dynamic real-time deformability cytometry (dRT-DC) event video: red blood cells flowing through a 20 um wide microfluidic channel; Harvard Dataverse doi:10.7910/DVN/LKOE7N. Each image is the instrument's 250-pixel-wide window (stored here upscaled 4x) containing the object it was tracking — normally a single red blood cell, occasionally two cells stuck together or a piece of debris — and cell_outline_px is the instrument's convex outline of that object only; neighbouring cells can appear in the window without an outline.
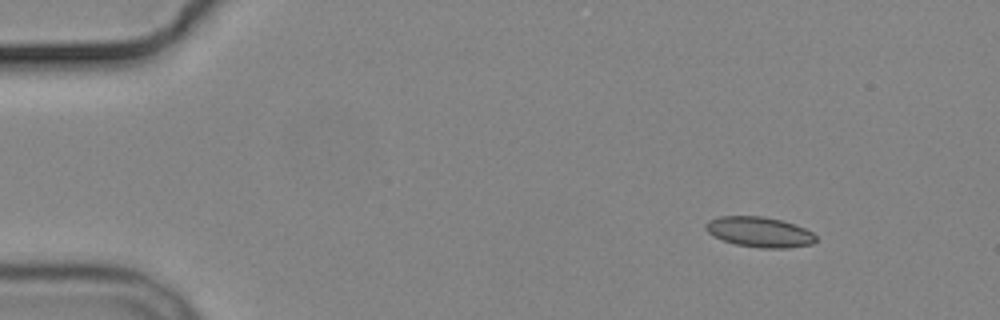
{"species": "common noctule bat (a hibernating species)", "species_latin": "Nyctalus noctula", "temperature_condition": "cold", "stored_images_in_passage": 5, "camera_frame_rate_fps": 3000, "um_per_image_px": 0.085, "animal": {"sex": "male", "body_mass_g": 19.2, "forearm_length_mm": 51.8}, "frame": {"image": 1, "passage_image": 1, "time_ms": 0.0, "image_size_px": [1000, 320], "cell_outline_px": [[816, 240], [812, 244], [788, 248], [760, 248], [736, 244], [724, 240], [708, 232], [704, 228], [704, 224], [708, 220], [720, 216], [760, 216], [784, 220], [804, 228], [812, 232], [816, 236]], "centroid_in_image_um": [64.56, 19.71], "position_along_channel_um": 20.4, "area_um2": 19.42}}
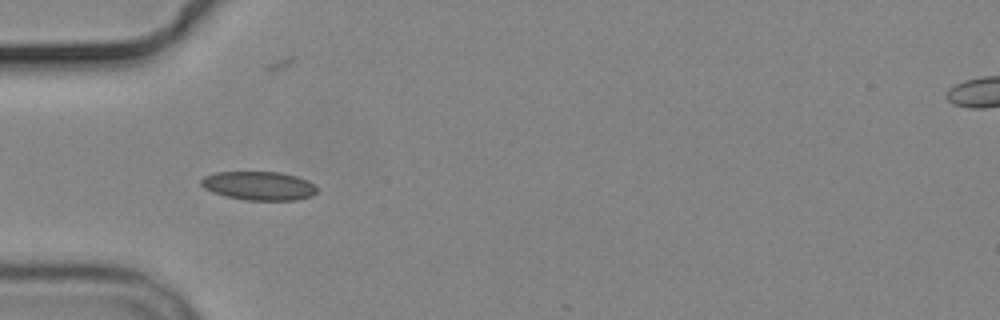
{"frame": {"image": 2, "passage_image": 4, "time_ms": 3.667, "image_size_px": [1000, 320], "cell_outline_px": [[316, 192], [312, 196], [296, 200], [244, 200], [224, 196], [212, 192], [204, 188], [200, 184], [200, 180], [204, 176], [216, 172], [280, 172], [296, 176], [308, 180], [316, 188]], "centroid_in_image_um": [21.97, 15.79], "position_along_channel_um": 63.0, "area_um2": 19.48}}
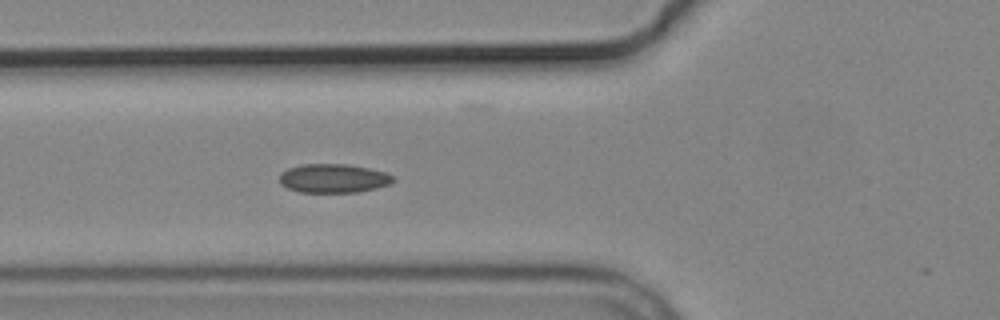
{"frame": {"image": 3, "passage_image": 5, "time_ms": 4.667, "image_size_px": [1000, 320], "cell_outline_px": [[396, 180], [388, 184], [376, 188], [360, 192], [300, 192], [288, 188], [280, 184], [280, 172], [288, 168], [300, 164], [348, 164], [388, 172]], "centroid_in_image_um": [28.34, 15.15], "position_along_channel_um": 97.5, "area_um2": 19.25}}